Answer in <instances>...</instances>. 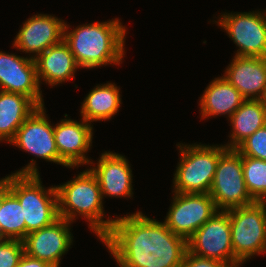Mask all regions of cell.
<instances>
[{
	"label": "cell",
	"mask_w": 266,
	"mask_h": 267,
	"mask_svg": "<svg viewBox=\"0 0 266 267\" xmlns=\"http://www.w3.org/2000/svg\"><path fill=\"white\" fill-rule=\"evenodd\" d=\"M115 217L101 242L119 267H181L187 240L171 232L165 222L140 210Z\"/></svg>",
	"instance_id": "6da1fadb"
},
{
	"label": "cell",
	"mask_w": 266,
	"mask_h": 267,
	"mask_svg": "<svg viewBox=\"0 0 266 267\" xmlns=\"http://www.w3.org/2000/svg\"><path fill=\"white\" fill-rule=\"evenodd\" d=\"M126 29L118 18L78 25L73 30L65 22L63 40L80 68L120 65L126 54Z\"/></svg>",
	"instance_id": "7a4b0ae2"
},
{
	"label": "cell",
	"mask_w": 266,
	"mask_h": 267,
	"mask_svg": "<svg viewBox=\"0 0 266 267\" xmlns=\"http://www.w3.org/2000/svg\"><path fill=\"white\" fill-rule=\"evenodd\" d=\"M36 165V160L31 159L22 169L0 179L22 206L26 235L49 226L60 218L56 187H43Z\"/></svg>",
	"instance_id": "3957f363"
},
{
	"label": "cell",
	"mask_w": 266,
	"mask_h": 267,
	"mask_svg": "<svg viewBox=\"0 0 266 267\" xmlns=\"http://www.w3.org/2000/svg\"><path fill=\"white\" fill-rule=\"evenodd\" d=\"M56 187L59 217L76 222L78 216L88 221V226L101 240L111 229L115 219L104 220L105 210L97 177L88 168L72 180Z\"/></svg>",
	"instance_id": "277c9868"
},
{
	"label": "cell",
	"mask_w": 266,
	"mask_h": 267,
	"mask_svg": "<svg viewBox=\"0 0 266 267\" xmlns=\"http://www.w3.org/2000/svg\"><path fill=\"white\" fill-rule=\"evenodd\" d=\"M182 144V145H181ZM180 160L173 177L172 193H209L224 145L176 144Z\"/></svg>",
	"instance_id": "5b68a950"
},
{
	"label": "cell",
	"mask_w": 266,
	"mask_h": 267,
	"mask_svg": "<svg viewBox=\"0 0 266 267\" xmlns=\"http://www.w3.org/2000/svg\"><path fill=\"white\" fill-rule=\"evenodd\" d=\"M230 218L234 257L243 264L266 253V202L226 210Z\"/></svg>",
	"instance_id": "8992f818"
},
{
	"label": "cell",
	"mask_w": 266,
	"mask_h": 267,
	"mask_svg": "<svg viewBox=\"0 0 266 267\" xmlns=\"http://www.w3.org/2000/svg\"><path fill=\"white\" fill-rule=\"evenodd\" d=\"M209 194L217 210L226 211L256 202L246 188L242 155L236 149H227L219 157Z\"/></svg>",
	"instance_id": "52a82bcc"
},
{
	"label": "cell",
	"mask_w": 266,
	"mask_h": 267,
	"mask_svg": "<svg viewBox=\"0 0 266 267\" xmlns=\"http://www.w3.org/2000/svg\"><path fill=\"white\" fill-rule=\"evenodd\" d=\"M217 23L238 47L235 56L266 57V11L225 12Z\"/></svg>",
	"instance_id": "ba28073f"
},
{
	"label": "cell",
	"mask_w": 266,
	"mask_h": 267,
	"mask_svg": "<svg viewBox=\"0 0 266 267\" xmlns=\"http://www.w3.org/2000/svg\"><path fill=\"white\" fill-rule=\"evenodd\" d=\"M188 251L198 257L214 259L241 267L233 253L230 218L217 210L188 240Z\"/></svg>",
	"instance_id": "9c48e42d"
},
{
	"label": "cell",
	"mask_w": 266,
	"mask_h": 267,
	"mask_svg": "<svg viewBox=\"0 0 266 267\" xmlns=\"http://www.w3.org/2000/svg\"><path fill=\"white\" fill-rule=\"evenodd\" d=\"M164 222L176 235L188 240L216 213L209 193H174Z\"/></svg>",
	"instance_id": "30bf717a"
},
{
	"label": "cell",
	"mask_w": 266,
	"mask_h": 267,
	"mask_svg": "<svg viewBox=\"0 0 266 267\" xmlns=\"http://www.w3.org/2000/svg\"><path fill=\"white\" fill-rule=\"evenodd\" d=\"M37 158L69 168L59 157L54 124L48 120L44 106L37 108L17 129L14 139L9 143Z\"/></svg>",
	"instance_id": "8fae6325"
},
{
	"label": "cell",
	"mask_w": 266,
	"mask_h": 267,
	"mask_svg": "<svg viewBox=\"0 0 266 267\" xmlns=\"http://www.w3.org/2000/svg\"><path fill=\"white\" fill-rule=\"evenodd\" d=\"M70 225L72 222L59 218L49 226L28 233L22 240L24 253L60 267L62 256L67 254L73 244Z\"/></svg>",
	"instance_id": "7c38bea8"
},
{
	"label": "cell",
	"mask_w": 266,
	"mask_h": 267,
	"mask_svg": "<svg viewBox=\"0 0 266 267\" xmlns=\"http://www.w3.org/2000/svg\"><path fill=\"white\" fill-rule=\"evenodd\" d=\"M35 60L0 51V90L23 94L45 106Z\"/></svg>",
	"instance_id": "4fadbf2b"
},
{
	"label": "cell",
	"mask_w": 266,
	"mask_h": 267,
	"mask_svg": "<svg viewBox=\"0 0 266 267\" xmlns=\"http://www.w3.org/2000/svg\"><path fill=\"white\" fill-rule=\"evenodd\" d=\"M65 119L54 125V138L60 159L69 167L75 168L90 164L87 152L93 140V125L81 118V122ZM86 153V154H85Z\"/></svg>",
	"instance_id": "5bb4252c"
},
{
	"label": "cell",
	"mask_w": 266,
	"mask_h": 267,
	"mask_svg": "<svg viewBox=\"0 0 266 267\" xmlns=\"http://www.w3.org/2000/svg\"><path fill=\"white\" fill-rule=\"evenodd\" d=\"M64 25L65 20L54 15H33L25 20L12 46L20 52L29 53L28 57L35 60L42 52L63 40Z\"/></svg>",
	"instance_id": "9a60e30c"
},
{
	"label": "cell",
	"mask_w": 266,
	"mask_h": 267,
	"mask_svg": "<svg viewBox=\"0 0 266 267\" xmlns=\"http://www.w3.org/2000/svg\"><path fill=\"white\" fill-rule=\"evenodd\" d=\"M94 166L90 162V170L97 177L102 198H132L133 197V175L129 161L125 156L111 151L101 153L100 159Z\"/></svg>",
	"instance_id": "2e32d148"
},
{
	"label": "cell",
	"mask_w": 266,
	"mask_h": 267,
	"mask_svg": "<svg viewBox=\"0 0 266 267\" xmlns=\"http://www.w3.org/2000/svg\"><path fill=\"white\" fill-rule=\"evenodd\" d=\"M224 77L242 96L261 99L266 89V57L234 56Z\"/></svg>",
	"instance_id": "e0dca14e"
},
{
	"label": "cell",
	"mask_w": 266,
	"mask_h": 267,
	"mask_svg": "<svg viewBox=\"0 0 266 267\" xmlns=\"http://www.w3.org/2000/svg\"><path fill=\"white\" fill-rule=\"evenodd\" d=\"M35 63L39 83L45 81L52 87L74 79L75 72L80 68L64 40L42 52Z\"/></svg>",
	"instance_id": "ac0fdd59"
},
{
	"label": "cell",
	"mask_w": 266,
	"mask_h": 267,
	"mask_svg": "<svg viewBox=\"0 0 266 267\" xmlns=\"http://www.w3.org/2000/svg\"><path fill=\"white\" fill-rule=\"evenodd\" d=\"M246 99L224 76L215 77L200 96L201 119L226 115L228 119Z\"/></svg>",
	"instance_id": "d6986e66"
},
{
	"label": "cell",
	"mask_w": 266,
	"mask_h": 267,
	"mask_svg": "<svg viewBox=\"0 0 266 267\" xmlns=\"http://www.w3.org/2000/svg\"><path fill=\"white\" fill-rule=\"evenodd\" d=\"M39 106L29 97L0 90V143H10L17 129Z\"/></svg>",
	"instance_id": "ffe728a7"
},
{
	"label": "cell",
	"mask_w": 266,
	"mask_h": 267,
	"mask_svg": "<svg viewBox=\"0 0 266 267\" xmlns=\"http://www.w3.org/2000/svg\"><path fill=\"white\" fill-rule=\"evenodd\" d=\"M120 93L115 83L97 84L81 103L80 116L89 123L111 120L121 107Z\"/></svg>",
	"instance_id": "44dd1931"
},
{
	"label": "cell",
	"mask_w": 266,
	"mask_h": 267,
	"mask_svg": "<svg viewBox=\"0 0 266 267\" xmlns=\"http://www.w3.org/2000/svg\"><path fill=\"white\" fill-rule=\"evenodd\" d=\"M232 130L227 149H235L247 137L266 125V108L260 99L245 100L238 110L228 119Z\"/></svg>",
	"instance_id": "7402d4cb"
},
{
	"label": "cell",
	"mask_w": 266,
	"mask_h": 267,
	"mask_svg": "<svg viewBox=\"0 0 266 267\" xmlns=\"http://www.w3.org/2000/svg\"><path fill=\"white\" fill-rule=\"evenodd\" d=\"M0 235L4 239L23 240L26 223L19 200L0 182Z\"/></svg>",
	"instance_id": "603a6c76"
},
{
	"label": "cell",
	"mask_w": 266,
	"mask_h": 267,
	"mask_svg": "<svg viewBox=\"0 0 266 267\" xmlns=\"http://www.w3.org/2000/svg\"><path fill=\"white\" fill-rule=\"evenodd\" d=\"M242 167L250 196L256 202H266V161L242 156Z\"/></svg>",
	"instance_id": "cb8c5ba5"
},
{
	"label": "cell",
	"mask_w": 266,
	"mask_h": 267,
	"mask_svg": "<svg viewBox=\"0 0 266 267\" xmlns=\"http://www.w3.org/2000/svg\"><path fill=\"white\" fill-rule=\"evenodd\" d=\"M235 149L242 156L266 161V125L247 137Z\"/></svg>",
	"instance_id": "d4e9b609"
},
{
	"label": "cell",
	"mask_w": 266,
	"mask_h": 267,
	"mask_svg": "<svg viewBox=\"0 0 266 267\" xmlns=\"http://www.w3.org/2000/svg\"><path fill=\"white\" fill-rule=\"evenodd\" d=\"M23 254L22 240L3 239L0 242V267H17Z\"/></svg>",
	"instance_id": "484cf974"
},
{
	"label": "cell",
	"mask_w": 266,
	"mask_h": 267,
	"mask_svg": "<svg viewBox=\"0 0 266 267\" xmlns=\"http://www.w3.org/2000/svg\"><path fill=\"white\" fill-rule=\"evenodd\" d=\"M181 267H235L226 262H221L214 259L198 257L188 250L186 251Z\"/></svg>",
	"instance_id": "4316f807"
},
{
	"label": "cell",
	"mask_w": 266,
	"mask_h": 267,
	"mask_svg": "<svg viewBox=\"0 0 266 267\" xmlns=\"http://www.w3.org/2000/svg\"><path fill=\"white\" fill-rule=\"evenodd\" d=\"M17 267H54L50 263L23 254Z\"/></svg>",
	"instance_id": "83f0119b"
},
{
	"label": "cell",
	"mask_w": 266,
	"mask_h": 267,
	"mask_svg": "<svg viewBox=\"0 0 266 267\" xmlns=\"http://www.w3.org/2000/svg\"><path fill=\"white\" fill-rule=\"evenodd\" d=\"M260 100L262 101L263 106L266 108V89Z\"/></svg>",
	"instance_id": "f1b7e54d"
},
{
	"label": "cell",
	"mask_w": 266,
	"mask_h": 267,
	"mask_svg": "<svg viewBox=\"0 0 266 267\" xmlns=\"http://www.w3.org/2000/svg\"><path fill=\"white\" fill-rule=\"evenodd\" d=\"M4 238L0 235V242L3 240Z\"/></svg>",
	"instance_id": "f546056e"
}]
</instances>
